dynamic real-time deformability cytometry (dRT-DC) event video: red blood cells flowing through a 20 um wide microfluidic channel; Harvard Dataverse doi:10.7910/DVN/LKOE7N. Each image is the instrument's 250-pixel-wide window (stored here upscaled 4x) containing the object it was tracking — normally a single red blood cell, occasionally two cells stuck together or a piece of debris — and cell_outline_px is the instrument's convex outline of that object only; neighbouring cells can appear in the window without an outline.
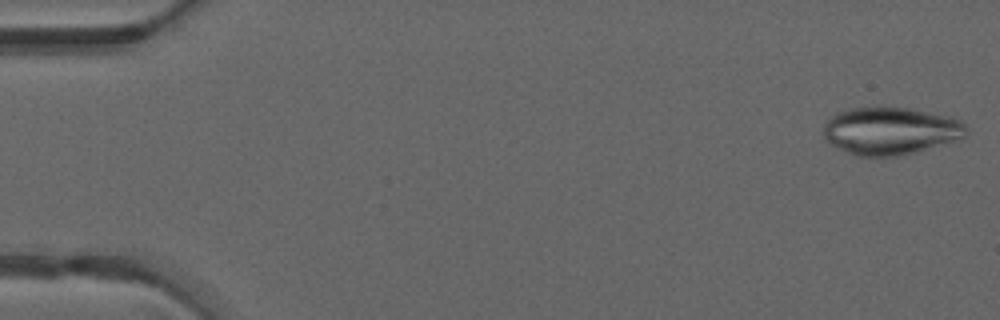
{"species": "common noctule bat (a hibernating species)", "species_latin": "Nyctalus noctula", "temperature_condition": "warm", "stored_images_in_passage": 48, "camera_frame_rate_fps": 3000, "um_per_image_px": 0.085, "animal": {"sex": "male", "forearm_length_mm": 52.5}, "frame": {"image": 1, "passage_image": 1, "time_ms": 0.0, "image_size_px": [1000, 320], "cell_outline_px": [[968, 132], [964, 136], [952, 140], [900, 156], [856, 156], [832, 144], [824, 136], [824, 124], [836, 112], [852, 108], [880, 104], [912, 108], [948, 116], [960, 120], [968, 128]], "centroid_in_image_um": [75.66, 11.07], "position_along_channel_um": 9.3, "area_um2": 39.71}}
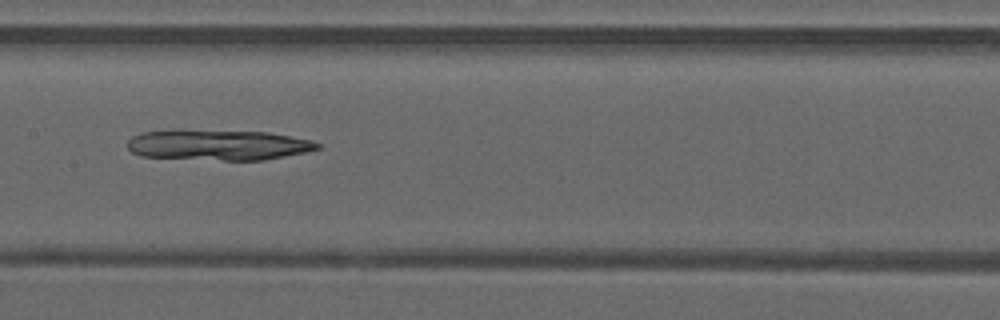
{"frame": {"image": 2, "passage_image": 24, "time_ms": 7.667, "image_size_px": [1000, 320], "cell_outline_px": [[324, 144], [320, 148], [308, 152], [264, 160], [224, 160], [140, 156], [132, 152], [128, 148], [128, 140], [132, 136], [144, 132], [268, 132], [312, 140]], "centroid_in_image_um": [18.67, 12.36], "position_along_channel_um": 188.7, "area_um2": 32.77}}
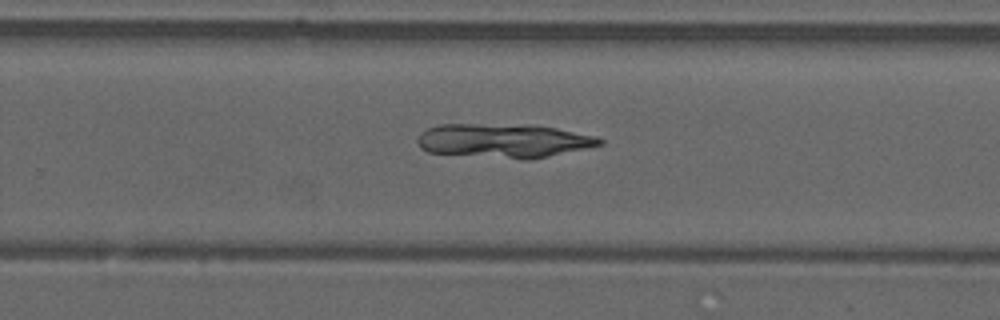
{"frame": {"image": 3, "passage_image": 31, "time_ms": 10.0, "image_size_px": [1000, 320], "cell_outline_px": [[604, 144], [548, 156], [528, 160], [520, 160], [428, 152], [420, 148], [416, 140], [420, 132], [428, 128], [440, 124], [536, 124], [596, 136], [604, 140]], "centroid_in_image_um": [42.79, 11.95], "position_along_channel_um": 287.0, "area_um2": 36.59}}